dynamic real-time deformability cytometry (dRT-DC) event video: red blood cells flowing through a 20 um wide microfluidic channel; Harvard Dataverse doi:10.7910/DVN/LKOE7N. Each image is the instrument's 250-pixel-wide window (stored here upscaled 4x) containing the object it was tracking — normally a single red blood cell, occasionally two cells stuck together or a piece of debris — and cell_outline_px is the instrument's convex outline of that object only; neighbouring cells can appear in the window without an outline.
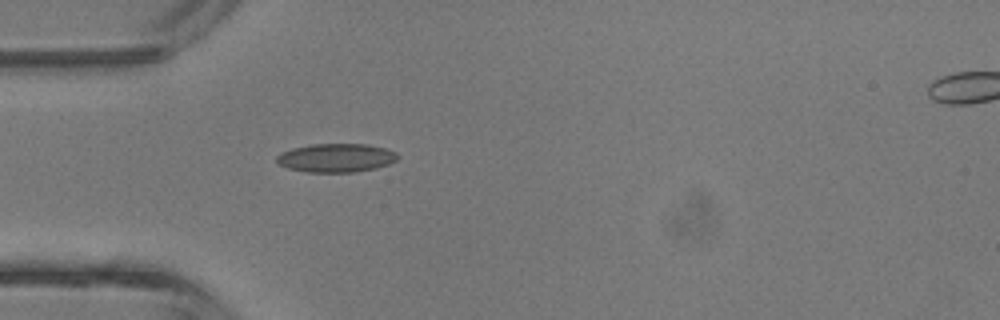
{"species": "common noctule bat (a hibernating species)", "species_latin": "Nyctalus noctula", "temperature_condition": "room temperature", "stored_images_in_passage": 2, "camera_frame_rate_fps": 3000, "um_per_image_px": 0.085, "animal": {"sex": "male", "body_mass_g": 13.3}, "frame": {"image": 1, "passage_image": 1, "time_ms": 0.0, "image_size_px": [1000, 320], "cell_outline_px": [[400, 156], [396, 160], [388, 164], [376, 168], [352, 172], [308, 172], [288, 168], [280, 164], [276, 160], [276, 156], [280, 152], [292, 148], [312, 144], [368, 144], [384, 148], [396, 152]], "centroid_in_image_um": [28.57, 13.41], "position_along_channel_um": 56.4, "area_um2": 20.17}}